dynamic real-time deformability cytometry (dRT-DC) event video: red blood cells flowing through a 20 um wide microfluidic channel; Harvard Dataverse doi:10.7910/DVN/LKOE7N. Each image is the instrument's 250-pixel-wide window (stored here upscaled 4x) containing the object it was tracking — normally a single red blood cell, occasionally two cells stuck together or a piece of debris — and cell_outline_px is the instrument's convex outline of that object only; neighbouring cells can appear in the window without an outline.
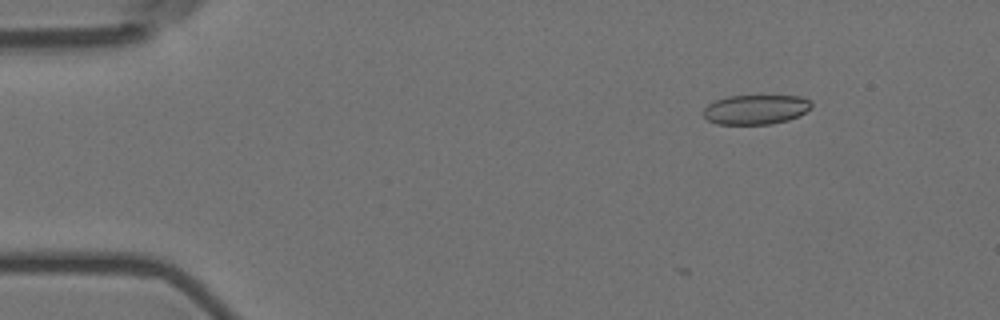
{"species": "Egyptian fruit bat (a non-hibernating species)", "species_latin": "Rousettus aegyptiacus", "temperature_condition": "room temperature", "stored_images_in_passage": 14, "camera_frame_rate_fps": 3000, "um_per_image_px": 0.085, "animal": {"sex": "female"}, "frame": {"image": 1, "passage_image": 8, "time_ms": 2.333, "image_size_px": [1000, 320], "cell_outline_px": [[812, 108], [788, 120], [772, 124], [716, 124], [708, 120], [704, 116], [704, 108], [708, 104], [716, 100], [728, 96], [800, 96], [808, 100], [812, 104]], "centroid_in_image_um": [64.22, 9.31], "position_along_channel_um": 20.8, "area_um2": 18.5}}